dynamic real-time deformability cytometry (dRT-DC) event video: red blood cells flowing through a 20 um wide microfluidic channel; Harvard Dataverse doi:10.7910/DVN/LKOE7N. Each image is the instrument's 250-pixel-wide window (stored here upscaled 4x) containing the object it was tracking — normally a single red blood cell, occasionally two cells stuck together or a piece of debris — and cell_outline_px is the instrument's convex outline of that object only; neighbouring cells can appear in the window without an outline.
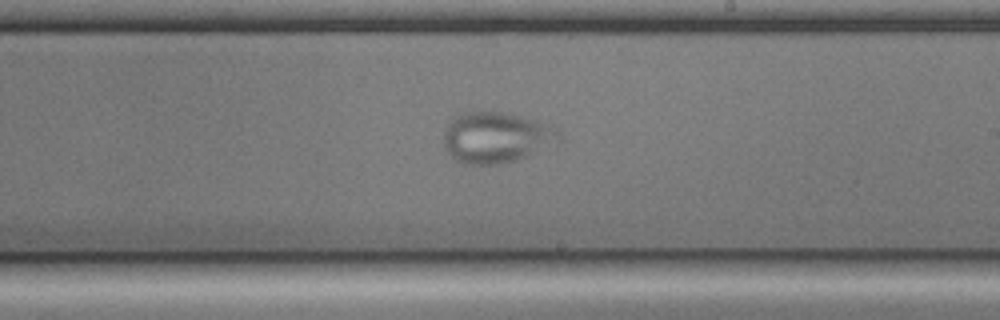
{"species": "common noctule bat (a hibernating species)", "species_latin": "Nyctalus noctula", "temperature_condition": "cold", "stored_images_in_passage": 45, "camera_frame_rate_fps": 3000, "um_per_image_px": 0.085, "animal": {"sex": "male", "body_mass_g": 17.9, "forearm_length_mm": 54.2}, "frame": {"image": 1, "passage_image": 31, "time_ms": 10.0, "image_size_px": [1000, 320], "cell_outline_px": [[560, 140], [528, 156], [516, 160], [496, 164], [464, 164], [456, 160], [444, 148], [444, 132], [452, 116], [464, 112], [500, 112], [520, 116], [536, 120], [556, 128], [560, 132]], "centroid_in_image_um": [42.14, 11.68], "position_along_channel_um": 246.9, "area_um2": 33.99}}
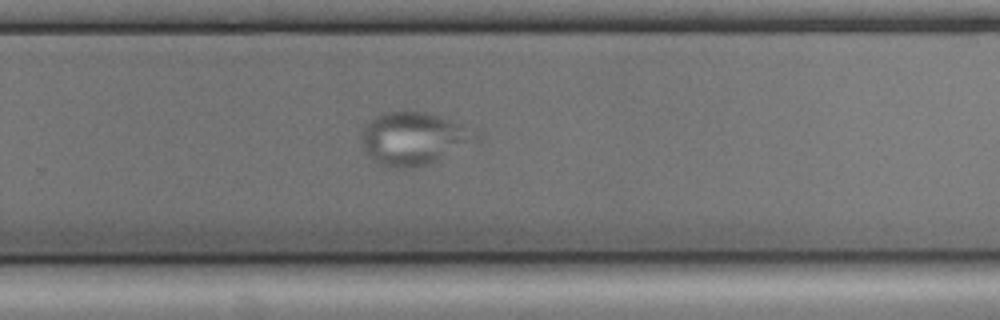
{"frame": {"image": 2, "passage_image": 35, "time_ms": 11.333, "image_size_px": [1000, 320], "cell_outline_px": [[484, 140], [480, 144], [436, 160], [412, 168], [396, 168], [380, 164], [372, 160], [364, 148], [360, 140], [360, 136], [364, 128], [376, 116], [384, 112], [424, 112], [460, 124], [480, 132], [484, 136]], "centroid_in_image_um": [35.28, 11.8], "position_along_channel_um": 294.5, "area_um2": 35.49}}